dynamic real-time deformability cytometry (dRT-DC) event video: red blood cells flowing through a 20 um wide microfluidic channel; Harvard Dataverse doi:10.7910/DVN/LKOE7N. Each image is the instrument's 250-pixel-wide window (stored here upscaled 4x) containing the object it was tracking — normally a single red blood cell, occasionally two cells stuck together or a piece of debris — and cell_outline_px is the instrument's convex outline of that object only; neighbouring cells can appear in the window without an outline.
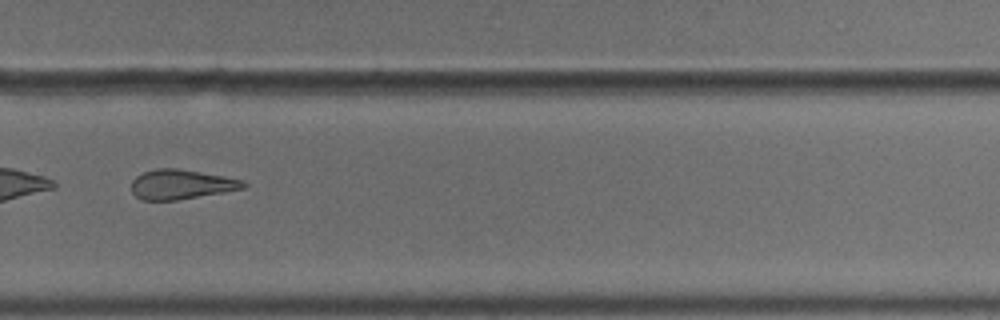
{"species": "common noctule bat (a hibernating species)", "species_latin": "Nyctalus noctula", "temperature_condition": "cold", "stored_images_in_passage": 53, "camera_frame_rate_fps": 3000, "um_per_image_px": 0.085, "animal": {"sex": "male", "body_mass_g": 18.8}, "frame": {"image": 1, "passage_image": 38, "time_ms": 12.333, "image_size_px": [1000, 320], "cell_outline_px": [[248, 184], [244, 188], [224, 192], [176, 200], [144, 200], [136, 196], [132, 192], [132, 180], [136, 176], [144, 172], [156, 168], [176, 168], [224, 176], [244, 180]], "centroid_in_image_um": [15.41, 15.67], "position_along_channel_um": 314.4, "area_um2": 19.25}}